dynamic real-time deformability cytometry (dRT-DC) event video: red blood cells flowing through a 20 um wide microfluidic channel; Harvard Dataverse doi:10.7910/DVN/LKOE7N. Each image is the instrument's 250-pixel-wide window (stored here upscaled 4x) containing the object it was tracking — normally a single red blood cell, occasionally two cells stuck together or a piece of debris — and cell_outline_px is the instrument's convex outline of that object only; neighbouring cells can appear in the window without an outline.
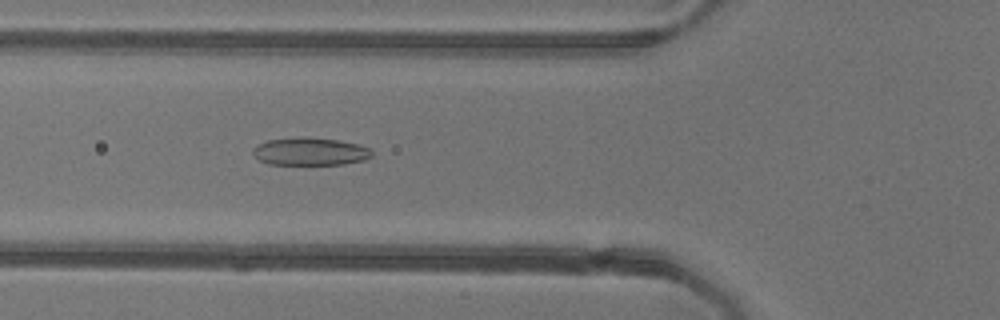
{"species": "common noctule bat (a hibernating species)", "species_latin": "Nyctalus noctula", "temperature_condition": "warm", "stored_images_in_passage": 49, "camera_frame_rate_fps": 3000, "um_per_image_px": 0.085, "animal": {"sex": "female"}, "frame": {"image": 1, "passage_image": 16, "time_ms": 5.0, "image_size_px": [1000, 320], "cell_outline_px": [[372, 156], [364, 160], [344, 164], [268, 164], [260, 160], [252, 152], [252, 148], [268, 140], [308, 136], [340, 140], [360, 144], [368, 148], [372, 152]], "centroid_in_image_um": [26.39, 12.87], "position_along_channel_um": 99.4, "area_um2": 19.25}}
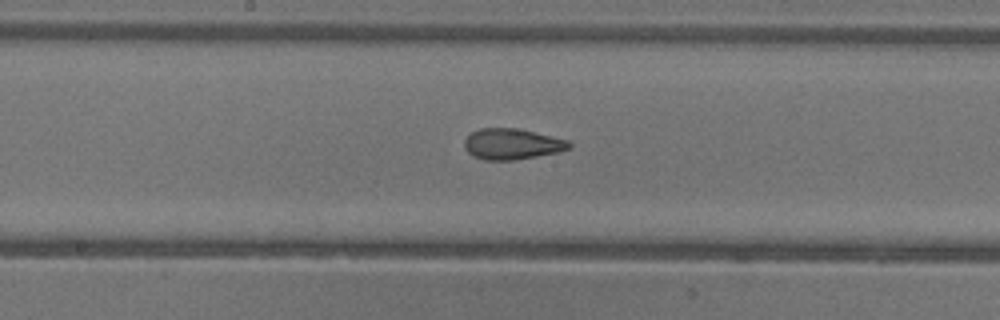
{"frame": {"image": 2, "passage_image": 24, "time_ms": 7.667, "image_size_px": [1000, 320], "cell_outline_px": [[572, 148], [560, 152], [512, 160], [484, 160], [468, 152], [464, 148], [464, 140], [472, 132], [480, 128], [520, 128], [568, 140], [572, 144]], "centroid_in_image_um": [43.55, 12.23], "position_along_channel_um": 204.6, "area_um2": 18.9}}
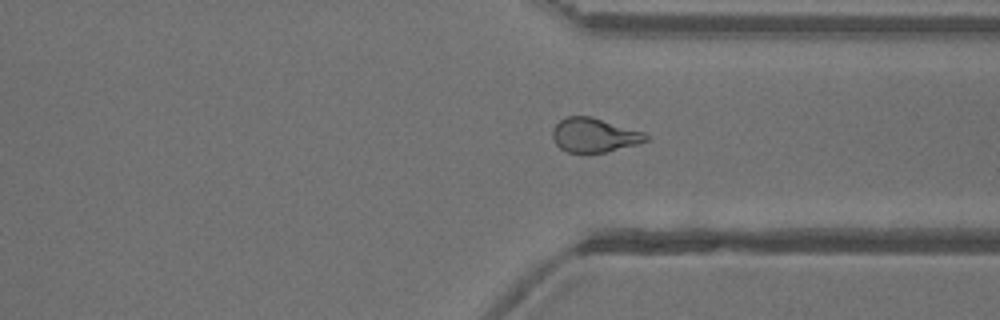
{"frame": {"image": 3, "passage_image": 36, "time_ms": 11.667, "image_size_px": [1000, 320], "cell_outline_px": [[648, 140], [636, 144], [604, 152], [568, 152], [560, 148], [552, 140], [552, 128], [560, 120], [568, 116], [592, 116], [644, 132], [648, 136]], "centroid_in_image_um": [50.47, 11.47], "position_along_channel_um": 360.9, "area_um2": 18.5}, "authors_computed_cell_mechanics": {"area_um2": 19.5364, "velocity_mm_per_s": 3.925, "shape_relaxation_time_tau1_ms": null, "shape_relaxation_time_tau2_ms": 1.4287, "deformation_change_tau1": null, "deformation_change_tau2": 0.0928}}